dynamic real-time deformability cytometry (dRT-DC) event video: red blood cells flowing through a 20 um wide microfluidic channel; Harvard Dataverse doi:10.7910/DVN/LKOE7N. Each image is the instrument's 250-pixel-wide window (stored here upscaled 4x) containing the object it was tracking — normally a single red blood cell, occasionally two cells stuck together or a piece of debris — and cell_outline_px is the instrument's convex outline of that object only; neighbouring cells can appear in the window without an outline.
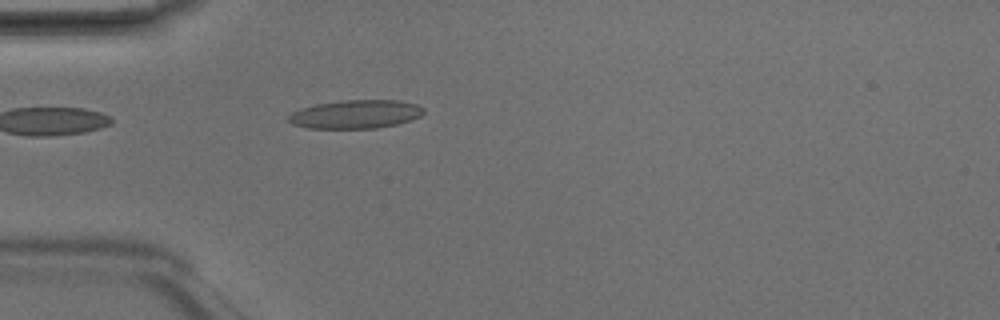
{"species": "Egyptian fruit bat (a non-hibernating species)", "species_latin": "Rousettus aegyptiacus", "temperature_condition": "room temperature", "stored_images_in_passage": 4, "camera_frame_rate_fps": 3000, "um_per_image_px": 0.085, "animal": {"sex": "male"}, "frame": {"image": 1, "passage_image": 4, "time_ms": 1.0, "image_size_px": [1000, 320], "cell_outline_px": [[424, 112], [420, 116], [412, 120], [396, 124], [376, 128], [308, 128], [292, 124], [288, 120], [288, 116], [292, 112], [300, 108], [316, 104], [344, 100], [400, 100], [416, 104], [424, 108]], "centroid_in_image_um": [30.23, 9.7], "position_along_channel_um": 54.8, "area_um2": 22.48}}